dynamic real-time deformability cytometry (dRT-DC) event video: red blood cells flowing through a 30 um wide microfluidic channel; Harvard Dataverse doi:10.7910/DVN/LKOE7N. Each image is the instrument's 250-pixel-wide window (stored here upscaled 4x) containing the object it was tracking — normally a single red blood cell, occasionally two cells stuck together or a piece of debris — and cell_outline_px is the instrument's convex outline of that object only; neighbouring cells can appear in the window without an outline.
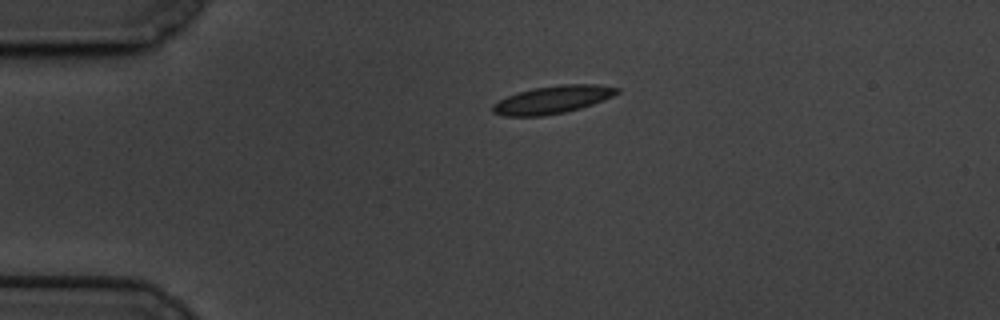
{"species": "common noctule bat (a hibernating species)", "species_latin": "Nyctalus noctula", "temperature_condition": "cold", "stored_images_in_passage": 48, "camera_frame_rate_fps": 3000, "um_per_image_px": 0.085, "animal": {"sex": "male", "body_mass_g": 19.5, "forearm_length_mm": 54.6}, "frame": {"image": 1, "passage_image": 1, "time_ms": 0.0, "image_size_px": [1000, 320], "cell_outline_px": [[620, 92], [612, 96], [592, 104], [580, 108], [564, 112], [540, 116], [504, 116], [492, 112], [492, 104], [516, 92], [532, 88], [560, 84], [600, 84], [620, 88]], "centroid_in_image_um": [46.96, 8.46], "position_along_channel_um": 38.0, "area_um2": 20.11}}
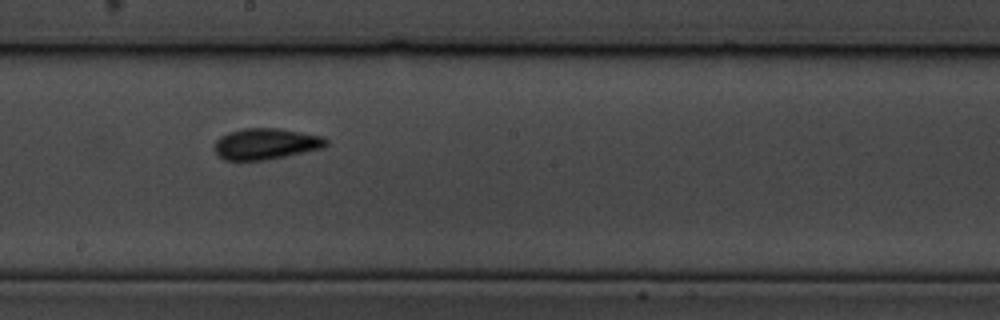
{"frame": {"image": 2, "passage_image": 21, "time_ms": 6.667, "image_size_px": [1000, 320], "cell_outline_px": [[328, 144], [324, 148], [264, 160], [224, 160], [216, 156], [212, 148], [216, 140], [220, 136], [228, 132], [244, 128], [280, 128], [324, 136], [328, 140]], "centroid_in_image_um": [22.57, 12.22], "position_along_channel_um": 225.6, "area_um2": 20.58}}
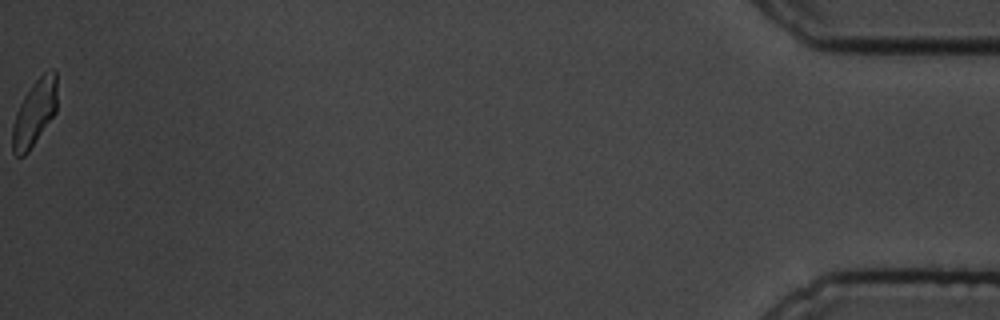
{"frame": {"image": 3, "passage_image": 48, "time_ms": 15.667, "image_size_px": [1000, 320], "cell_outline_px": [[56, 112], [28, 152], [24, 156], [16, 156], [12, 152], [12, 124], [16, 112], [24, 96], [32, 84], [44, 72], [52, 68], [56, 68]], "centroid_in_image_um": [2.92, 9.59], "position_along_channel_um": 432.3, "area_um2": 17.22}, "authors_computed_cell_mechanics": {"area_um2": 19.1896, "velocity_mm_per_s": 3.3454, "shape_relaxation_time_tau1_ms": 3.3693, "shape_relaxation_time_tau2_ms": 1.8661, "deformation_change_tau1": 0.0883, "deformation_change_tau2": 0.0613}}